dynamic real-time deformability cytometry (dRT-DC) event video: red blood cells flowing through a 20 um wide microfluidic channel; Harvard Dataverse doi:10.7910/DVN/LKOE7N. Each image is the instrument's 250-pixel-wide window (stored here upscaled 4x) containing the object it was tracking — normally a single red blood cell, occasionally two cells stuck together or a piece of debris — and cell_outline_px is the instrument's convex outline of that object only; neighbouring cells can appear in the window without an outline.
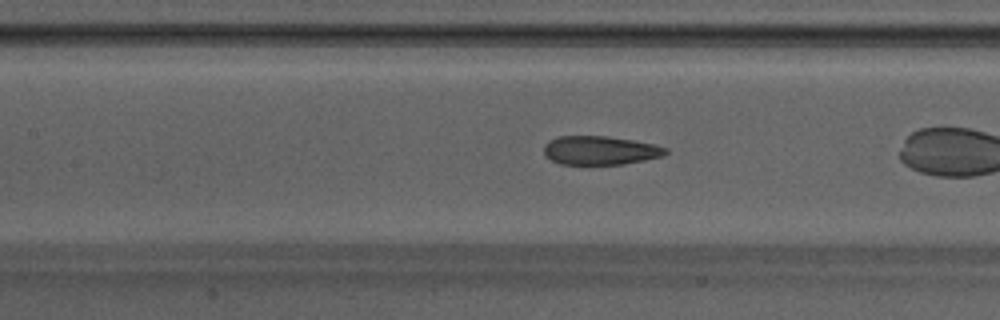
{"species": "Egyptian fruit bat (a non-hibernating species)", "species_latin": "Rousettus aegyptiacus", "temperature_condition": "warm", "stored_images_in_passage": 21, "camera_frame_rate_fps": 3000, "um_per_image_px": 0.085, "animal": {"sex": "male"}, "frame": {"image": 1, "passage_image": 20, "time_ms": 6.333, "image_size_px": [1000, 320], "cell_outline_px": [[668, 152], [664, 156], [624, 164], [560, 164], [544, 156], [544, 144], [560, 136], [608, 136], [632, 140], [652, 144], [668, 148]], "centroid_in_image_um": [51.02, 12.79], "position_along_channel_um": 156.4, "area_um2": 20.35}}